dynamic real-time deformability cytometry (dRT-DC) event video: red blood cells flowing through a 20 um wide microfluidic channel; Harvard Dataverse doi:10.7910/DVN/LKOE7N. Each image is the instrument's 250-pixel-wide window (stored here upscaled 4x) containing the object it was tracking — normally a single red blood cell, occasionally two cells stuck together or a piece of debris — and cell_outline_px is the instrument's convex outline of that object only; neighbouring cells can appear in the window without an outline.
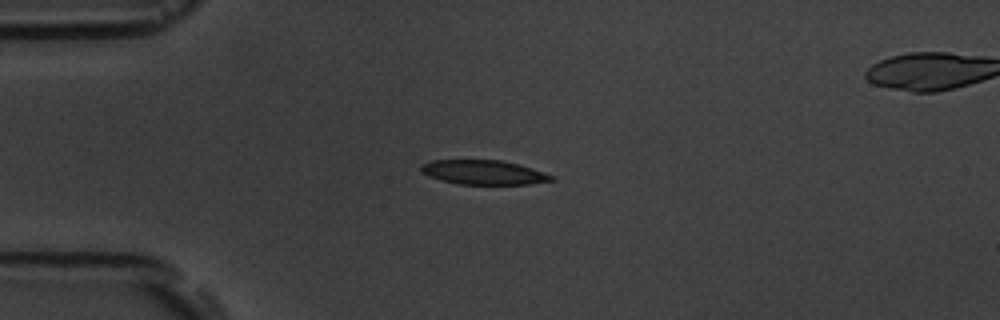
{"species": "common noctule bat (a hibernating species)", "species_latin": "Nyctalus noctula", "temperature_condition": "room temperature", "stored_images_in_passage": 6, "camera_frame_rate_fps": 3000, "um_per_image_px": 0.085, "animal": {"sex": "male", "body_mass_g": 19.5, "forearm_length_mm": 54.6}, "frame": {"image": 1, "passage_image": 4, "time_ms": 3.667, "image_size_px": [1000, 320], "cell_outline_px": [[556, 180], [528, 184], [460, 184], [440, 180], [428, 176], [420, 172], [420, 164], [432, 160], [500, 160], [516, 164], [556, 176]], "centroid_in_image_um": [41.06, 14.65], "position_along_channel_um": 43.9, "area_um2": 18.5}}
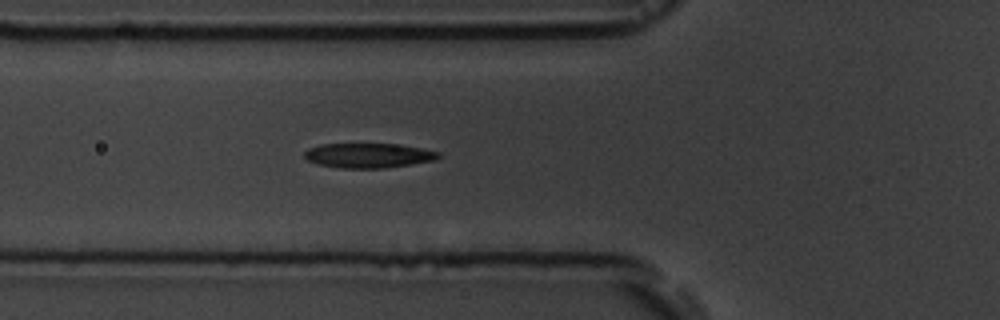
{"frame": {"image": 2, "passage_image": 6, "time_ms": 5.667, "image_size_px": [1000, 320], "cell_outline_px": [[440, 156], [436, 160], [384, 168], [340, 168], [316, 164], [308, 160], [304, 156], [304, 152], [308, 148], [320, 144], [396, 144], [420, 148], [440, 152]], "centroid_in_image_um": [31.29, 13.22], "position_along_channel_um": 94.5, "area_um2": 19.25}}